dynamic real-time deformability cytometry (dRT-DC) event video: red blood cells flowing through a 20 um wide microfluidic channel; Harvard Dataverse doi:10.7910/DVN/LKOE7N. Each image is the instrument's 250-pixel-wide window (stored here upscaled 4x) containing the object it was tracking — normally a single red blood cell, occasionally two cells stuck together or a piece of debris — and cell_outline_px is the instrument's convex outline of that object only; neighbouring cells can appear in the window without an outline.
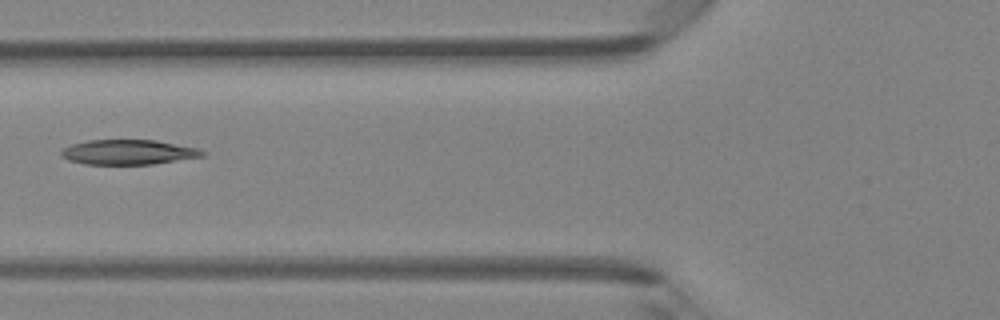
{"species": "Egyptian fruit bat (a non-hibernating species)", "species_latin": "Rousettus aegyptiacus", "temperature_condition": "room temperature", "stored_images_in_passage": 4, "camera_frame_rate_fps": 3000, "um_per_image_px": 0.085, "animal": {"sex": "female"}, "frame": {"image": 1, "passage_image": 4, "time_ms": 1.0, "image_size_px": [1000, 320], "cell_outline_px": [[208, 152], [204, 156], [152, 164], [84, 164], [68, 160], [60, 156], [60, 152], [64, 148], [72, 144], [88, 140], [156, 140], [196, 148]], "centroid_in_image_um": [10.89, 12.93], "position_along_channel_um": 114.9, "area_um2": 20.4}}